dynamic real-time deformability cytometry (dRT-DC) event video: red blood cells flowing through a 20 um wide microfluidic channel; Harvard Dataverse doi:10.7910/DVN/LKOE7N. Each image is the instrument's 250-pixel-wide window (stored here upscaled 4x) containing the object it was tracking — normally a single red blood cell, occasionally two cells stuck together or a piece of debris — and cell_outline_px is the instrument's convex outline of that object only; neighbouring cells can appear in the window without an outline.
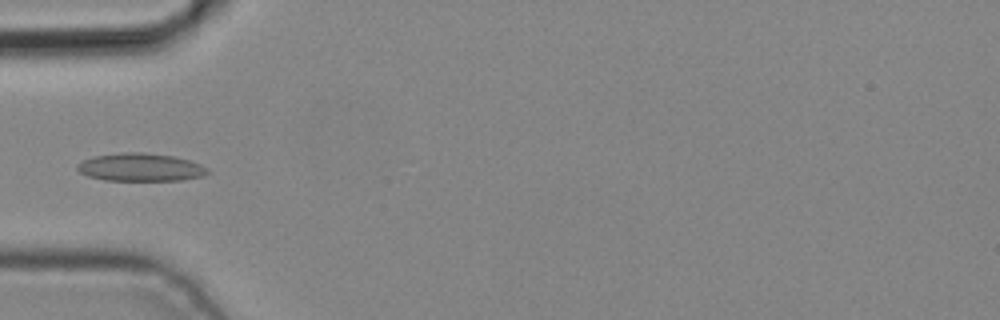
{"species": "common noctule bat (a hibernating species)", "species_latin": "Nyctalus noctula", "temperature_condition": "cold", "stored_images_in_passage": 4, "camera_frame_rate_fps": 3000, "um_per_image_px": 0.085, "animal": {"sex": "male", "body_mass_g": 19.2, "forearm_length_mm": 51.8}, "frame": {"image": 1, "passage_image": 4, "time_ms": 1.0, "image_size_px": [1000, 320], "cell_outline_px": [[208, 172], [200, 176], [180, 180], [104, 180], [88, 176], [80, 172], [76, 168], [76, 164], [92, 156], [124, 152], [140, 152], [172, 156], [188, 160], [200, 164], [208, 168]], "centroid_in_image_um": [11.89, 14.21], "position_along_channel_um": 73.1, "area_um2": 20.98}}